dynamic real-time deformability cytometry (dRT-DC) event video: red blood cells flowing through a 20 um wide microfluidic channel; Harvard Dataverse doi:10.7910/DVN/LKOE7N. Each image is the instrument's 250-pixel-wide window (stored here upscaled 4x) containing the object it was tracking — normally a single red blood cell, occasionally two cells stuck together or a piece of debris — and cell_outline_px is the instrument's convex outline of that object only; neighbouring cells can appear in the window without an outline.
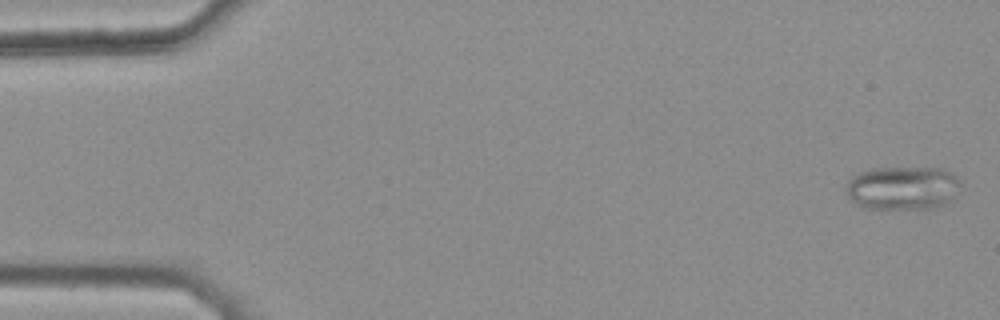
{"species": "common noctule bat (a hibernating species)", "species_latin": "Nyctalus noctula", "temperature_condition": "warm", "stored_images_in_passage": 47, "camera_frame_rate_fps": 3000, "um_per_image_px": 0.085, "animal": {"sex": "female", "body_mass_g": 25.1}, "frame": {"image": 1, "passage_image": 2, "time_ms": 0.333, "image_size_px": [1000, 320], "cell_outline_px": [[960, 184], [952, 196], [944, 204], [924, 212], [864, 208], [856, 204], [844, 192], [844, 188], [848, 180], [852, 176], [860, 172], [872, 168], [944, 168], [952, 172], [960, 180]], "centroid_in_image_um": [76.69, 16.02], "position_along_channel_um": 8.3, "area_um2": 30.06}}
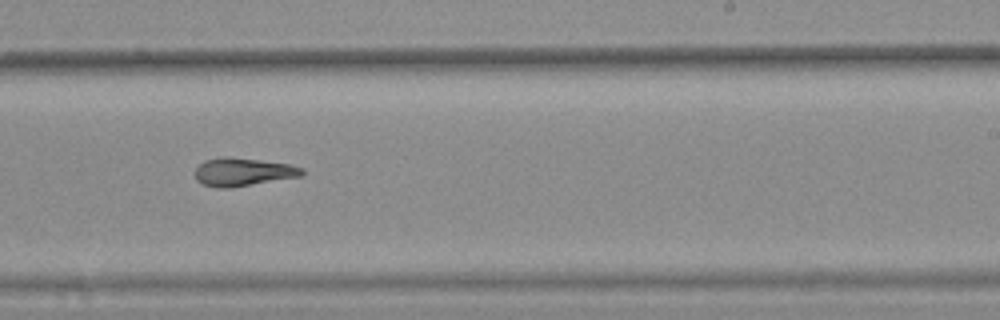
{"frame": {"image": 2, "passage_image": 33, "time_ms": 10.667, "image_size_px": [1000, 320], "cell_outline_px": [[304, 172], [300, 176], [228, 188], [216, 188], [204, 184], [196, 180], [196, 168], [204, 160], [224, 156], [228, 156], [260, 160], [288, 164], [304, 168]], "centroid_in_image_um": [20.63, 14.6], "position_along_channel_um": 268.4, "area_um2": 17.34}}
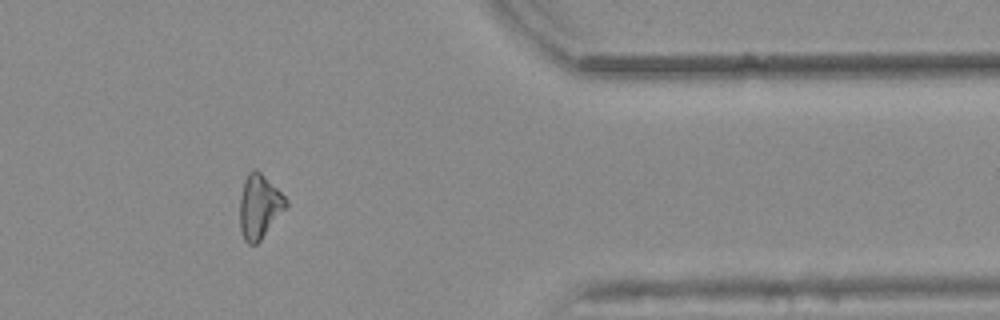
{"frame": {"image": 3, "passage_image": 44, "time_ms": 14.333, "image_size_px": [1000, 320], "cell_outline_px": [[288, 204], [260, 240], [256, 244], [248, 244], [244, 240], [240, 228], [240, 200], [244, 180], [248, 172], [252, 168], [256, 168], [288, 200]], "centroid_in_image_um": [22.02, 17.53], "position_along_channel_um": 389.4, "area_um2": 16.88}, "authors_computed_cell_mechanics": {"area_um2": 17.918, "velocity_mm_per_s": 3.8488, "shape_relaxation_time_tau1_ms": null, "shape_relaxation_time_tau2_ms": 3.7919, "deformation_change_tau1": null, "deformation_change_tau2": 0.0978}}